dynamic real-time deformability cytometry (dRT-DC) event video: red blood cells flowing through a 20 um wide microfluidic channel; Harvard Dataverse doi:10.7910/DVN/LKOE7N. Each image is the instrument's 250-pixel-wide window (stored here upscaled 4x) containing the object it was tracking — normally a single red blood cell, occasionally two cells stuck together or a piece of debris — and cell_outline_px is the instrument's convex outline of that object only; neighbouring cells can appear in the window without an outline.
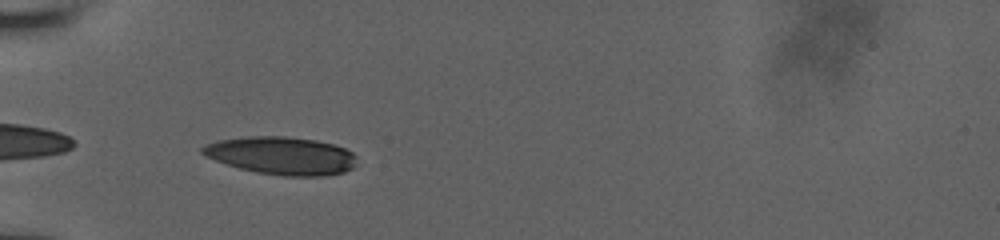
{"species": "human", "species_latin": "Homo sapiens", "temperature_condition": "room temperature", "stored_images_in_passage": 9, "segment_of_instrument_passage": [2, 2], "camera_frame_rate_fps": 3000, "um_per_image_px": 0.085, "donor": {"sex": "male"}, "frame": {"image": 1, "passage_image": 7, "time_ms": 3.667, "image_size_px": [1000, 240], "cell_outline_px": [[356, 156], [352, 168], [344, 172], [320, 176], [284, 176], [256, 172], [240, 168], [216, 160], [200, 152], [200, 148], [204, 144], [220, 140], [248, 136], [284, 136], [316, 140], [332, 144], [344, 148], [352, 152]], "centroid_in_image_um": [23.92, 13.22], "position_along_channel_um": 61.1, "area_um2": 33.76}}